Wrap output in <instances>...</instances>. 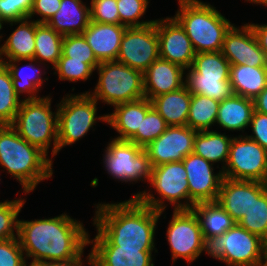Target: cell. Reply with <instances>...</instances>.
Returning a JSON list of instances; mask_svg holds the SVG:
<instances>
[{
	"instance_id": "3957f363",
	"label": "cell",
	"mask_w": 267,
	"mask_h": 266,
	"mask_svg": "<svg viewBox=\"0 0 267 266\" xmlns=\"http://www.w3.org/2000/svg\"><path fill=\"white\" fill-rule=\"evenodd\" d=\"M0 168L18 181L22 194L52 178L53 161L38 147L25 141L11 125H0Z\"/></svg>"
},
{
	"instance_id": "f35d334b",
	"label": "cell",
	"mask_w": 267,
	"mask_h": 266,
	"mask_svg": "<svg viewBox=\"0 0 267 266\" xmlns=\"http://www.w3.org/2000/svg\"><path fill=\"white\" fill-rule=\"evenodd\" d=\"M167 127L168 125L163 117L152 107L142 119L140 130H137L136 135L130 142L144 148L157 139Z\"/></svg>"
},
{
	"instance_id": "9c48e42d",
	"label": "cell",
	"mask_w": 267,
	"mask_h": 266,
	"mask_svg": "<svg viewBox=\"0 0 267 266\" xmlns=\"http://www.w3.org/2000/svg\"><path fill=\"white\" fill-rule=\"evenodd\" d=\"M203 252L226 266H261V238L235 223L222 235L204 237Z\"/></svg>"
},
{
	"instance_id": "681fc988",
	"label": "cell",
	"mask_w": 267,
	"mask_h": 266,
	"mask_svg": "<svg viewBox=\"0 0 267 266\" xmlns=\"http://www.w3.org/2000/svg\"><path fill=\"white\" fill-rule=\"evenodd\" d=\"M244 2H249L250 4H255V5H262L267 7V0H245Z\"/></svg>"
},
{
	"instance_id": "db71d44e",
	"label": "cell",
	"mask_w": 267,
	"mask_h": 266,
	"mask_svg": "<svg viewBox=\"0 0 267 266\" xmlns=\"http://www.w3.org/2000/svg\"><path fill=\"white\" fill-rule=\"evenodd\" d=\"M264 185H265V189H266V191H267V176H266V179H265V181H264Z\"/></svg>"
},
{
	"instance_id": "f1b7e54d",
	"label": "cell",
	"mask_w": 267,
	"mask_h": 266,
	"mask_svg": "<svg viewBox=\"0 0 267 266\" xmlns=\"http://www.w3.org/2000/svg\"><path fill=\"white\" fill-rule=\"evenodd\" d=\"M232 139L233 135L231 137L225 132L222 134L216 130L197 131L194 138L193 153L213 164L220 163L222 168L218 164L215 168L223 171L228 160Z\"/></svg>"
},
{
	"instance_id": "7dc6e473",
	"label": "cell",
	"mask_w": 267,
	"mask_h": 266,
	"mask_svg": "<svg viewBox=\"0 0 267 266\" xmlns=\"http://www.w3.org/2000/svg\"><path fill=\"white\" fill-rule=\"evenodd\" d=\"M85 263L88 265L91 264L90 252L85 258H71V259L64 260V261L44 262V263L36 264L35 266H85Z\"/></svg>"
},
{
	"instance_id": "ba28073f",
	"label": "cell",
	"mask_w": 267,
	"mask_h": 266,
	"mask_svg": "<svg viewBox=\"0 0 267 266\" xmlns=\"http://www.w3.org/2000/svg\"><path fill=\"white\" fill-rule=\"evenodd\" d=\"M95 71L98 80L94 90L85 93H89L100 104L114 107L145 97L142 71L117 61L102 62Z\"/></svg>"
},
{
	"instance_id": "7bdbcfd3",
	"label": "cell",
	"mask_w": 267,
	"mask_h": 266,
	"mask_svg": "<svg viewBox=\"0 0 267 266\" xmlns=\"http://www.w3.org/2000/svg\"><path fill=\"white\" fill-rule=\"evenodd\" d=\"M18 237L0 241V266H28Z\"/></svg>"
},
{
	"instance_id": "60d3db41",
	"label": "cell",
	"mask_w": 267,
	"mask_h": 266,
	"mask_svg": "<svg viewBox=\"0 0 267 266\" xmlns=\"http://www.w3.org/2000/svg\"><path fill=\"white\" fill-rule=\"evenodd\" d=\"M90 21L120 24L117 0H90Z\"/></svg>"
},
{
	"instance_id": "603a6c76",
	"label": "cell",
	"mask_w": 267,
	"mask_h": 266,
	"mask_svg": "<svg viewBox=\"0 0 267 266\" xmlns=\"http://www.w3.org/2000/svg\"><path fill=\"white\" fill-rule=\"evenodd\" d=\"M157 249H119V246H91L89 266H155Z\"/></svg>"
},
{
	"instance_id": "c3c4849f",
	"label": "cell",
	"mask_w": 267,
	"mask_h": 266,
	"mask_svg": "<svg viewBox=\"0 0 267 266\" xmlns=\"http://www.w3.org/2000/svg\"><path fill=\"white\" fill-rule=\"evenodd\" d=\"M253 100L255 111L267 115V86Z\"/></svg>"
},
{
	"instance_id": "6da1fadb",
	"label": "cell",
	"mask_w": 267,
	"mask_h": 266,
	"mask_svg": "<svg viewBox=\"0 0 267 266\" xmlns=\"http://www.w3.org/2000/svg\"><path fill=\"white\" fill-rule=\"evenodd\" d=\"M92 225L96 235L90 239L91 246H119V249H157L155 232L161 215L165 211H156L141 204L137 199L104 203H95Z\"/></svg>"
},
{
	"instance_id": "bcb514c9",
	"label": "cell",
	"mask_w": 267,
	"mask_h": 266,
	"mask_svg": "<svg viewBox=\"0 0 267 266\" xmlns=\"http://www.w3.org/2000/svg\"><path fill=\"white\" fill-rule=\"evenodd\" d=\"M248 24L251 26L260 48L264 51L267 57V24H257L252 22H248Z\"/></svg>"
},
{
	"instance_id": "cb8c5ba5",
	"label": "cell",
	"mask_w": 267,
	"mask_h": 266,
	"mask_svg": "<svg viewBox=\"0 0 267 266\" xmlns=\"http://www.w3.org/2000/svg\"><path fill=\"white\" fill-rule=\"evenodd\" d=\"M9 26L18 25L3 44L0 43V62L32 59L35 54V19L10 21Z\"/></svg>"
},
{
	"instance_id": "4fadbf2b",
	"label": "cell",
	"mask_w": 267,
	"mask_h": 266,
	"mask_svg": "<svg viewBox=\"0 0 267 266\" xmlns=\"http://www.w3.org/2000/svg\"><path fill=\"white\" fill-rule=\"evenodd\" d=\"M166 240L173 264L180 258L190 265L202 255L204 236L192 209L173 210L166 230Z\"/></svg>"
},
{
	"instance_id": "ab89813d",
	"label": "cell",
	"mask_w": 267,
	"mask_h": 266,
	"mask_svg": "<svg viewBox=\"0 0 267 266\" xmlns=\"http://www.w3.org/2000/svg\"><path fill=\"white\" fill-rule=\"evenodd\" d=\"M62 54L71 60L90 64L94 69L100 64L83 34L66 35L62 41Z\"/></svg>"
},
{
	"instance_id": "2e32d148",
	"label": "cell",
	"mask_w": 267,
	"mask_h": 266,
	"mask_svg": "<svg viewBox=\"0 0 267 266\" xmlns=\"http://www.w3.org/2000/svg\"><path fill=\"white\" fill-rule=\"evenodd\" d=\"M160 58L182 68L189 69L195 57V50L184 28L173 17L156 19Z\"/></svg>"
},
{
	"instance_id": "11a10c76",
	"label": "cell",
	"mask_w": 267,
	"mask_h": 266,
	"mask_svg": "<svg viewBox=\"0 0 267 266\" xmlns=\"http://www.w3.org/2000/svg\"><path fill=\"white\" fill-rule=\"evenodd\" d=\"M2 34H3V33H1V31H0V42L2 41V37H5V36H3Z\"/></svg>"
},
{
	"instance_id": "d590c367",
	"label": "cell",
	"mask_w": 267,
	"mask_h": 266,
	"mask_svg": "<svg viewBox=\"0 0 267 266\" xmlns=\"http://www.w3.org/2000/svg\"><path fill=\"white\" fill-rule=\"evenodd\" d=\"M25 203L23 196L0 202V241L18 236V217Z\"/></svg>"
},
{
	"instance_id": "9a60e30c",
	"label": "cell",
	"mask_w": 267,
	"mask_h": 266,
	"mask_svg": "<svg viewBox=\"0 0 267 266\" xmlns=\"http://www.w3.org/2000/svg\"><path fill=\"white\" fill-rule=\"evenodd\" d=\"M182 162L187 173L189 209L198 203L216 201L224 178L223 171L220 169L215 173V164L194 153L184 157Z\"/></svg>"
},
{
	"instance_id": "836d02e7",
	"label": "cell",
	"mask_w": 267,
	"mask_h": 266,
	"mask_svg": "<svg viewBox=\"0 0 267 266\" xmlns=\"http://www.w3.org/2000/svg\"><path fill=\"white\" fill-rule=\"evenodd\" d=\"M220 102L213 98L191 93L187 126L196 131L212 130Z\"/></svg>"
},
{
	"instance_id": "b9f144b4",
	"label": "cell",
	"mask_w": 267,
	"mask_h": 266,
	"mask_svg": "<svg viewBox=\"0 0 267 266\" xmlns=\"http://www.w3.org/2000/svg\"><path fill=\"white\" fill-rule=\"evenodd\" d=\"M33 0H0V20L3 23L29 18Z\"/></svg>"
},
{
	"instance_id": "5b68a950",
	"label": "cell",
	"mask_w": 267,
	"mask_h": 266,
	"mask_svg": "<svg viewBox=\"0 0 267 266\" xmlns=\"http://www.w3.org/2000/svg\"><path fill=\"white\" fill-rule=\"evenodd\" d=\"M52 96L23 100L11 126L28 143L38 147L53 161L58 154V110L53 112ZM52 145V146H51ZM52 147V149L50 148ZM49 149L52 151L49 152Z\"/></svg>"
},
{
	"instance_id": "816d5d0a",
	"label": "cell",
	"mask_w": 267,
	"mask_h": 266,
	"mask_svg": "<svg viewBox=\"0 0 267 266\" xmlns=\"http://www.w3.org/2000/svg\"><path fill=\"white\" fill-rule=\"evenodd\" d=\"M261 266H267V251H264Z\"/></svg>"
},
{
	"instance_id": "1f68e13d",
	"label": "cell",
	"mask_w": 267,
	"mask_h": 266,
	"mask_svg": "<svg viewBox=\"0 0 267 266\" xmlns=\"http://www.w3.org/2000/svg\"><path fill=\"white\" fill-rule=\"evenodd\" d=\"M64 36L56 32L46 23L35 21V54L34 59L39 63H48L53 68L62 54ZM51 64V65H50Z\"/></svg>"
},
{
	"instance_id": "f907efd6",
	"label": "cell",
	"mask_w": 267,
	"mask_h": 266,
	"mask_svg": "<svg viewBox=\"0 0 267 266\" xmlns=\"http://www.w3.org/2000/svg\"><path fill=\"white\" fill-rule=\"evenodd\" d=\"M262 247L264 251H267V229L261 238Z\"/></svg>"
},
{
	"instance_id": "f546056e",
	"label": "cell",
	"mask_w": 267,
	"mask_h": 266,
	"mask_svg": "<svg viewBox=\"0 0 267 266\" xmlns=\"http://www.w3.org/2000/svg\"><path fill=\"white\" fill-rule=\"evenodd\" d=\"M229 82L233 94L254 99L267 86V67L230 65Z\"/></svg>"
},
{
	"instance_id": "44dd1931",
	"label": "cell",
	"mask_w": 267,
	"mask_h": 266,
	"mask_svg": "<svg viewBox=\"0 0 267 266\" xmlns=\"http://www.w3.org/2000/svg\"><path fill=\"white\" fill-rule=\"evenodd\" d=\"M126 28L120 24L90 21L82 34L98 62L102 63L117 60L121 39Z\"/></svg>"
},
{
	"instance_id": "f6af8a7d",
	"label": "cell",
	"mask_w": 267,
	"mask_h": 266,
	"mask_svg": "<svg viewBox=\"0 0 267 266\" xmlns=\"http://www.w3.org/2000/svg\"><path fill=\"white\" fill-rule=\"evenodd\" d=\"M249 127L252 134L247 136L267 151V115L254 110Z\"/></svg>"
},
{
	"instance_id": "74e56055",
	"label": "cell",
	"mask_w": 267,
	"mask_h": 266,
	"mask_svg": "<svg viewBox=\"0 0 267 266\" xmlns=\"http://www.w3.org/2000/svg\"><path fill=\"white\" fill-rule=\"evenodd\" d=\"M52 69L55 70L53 74L56 75L60 81H68L71 83L89 80L95 71L90 64L71 60V58L65 57L63 54H61L60 59Z\"/></svg>"
},
{
	"instance_id": "7c38bea8",
	"label": "cell",
	"mask_w": 267,
	"mask_h": 266,
	"mask_svg": "<svg viewBox=\"0 0 267 266\" xmlns=\"http://www.w3.org/2000/svg\"><path fill=\"white\" fill-rule=\"evenodd\" d=\"M224 178L264 182L267 176V151L247 135L233 136Z\"/></svg>"
},
{
	"instance_id": "7a4b0ae2",
	"label": "cell",
	"mask_w": 267,
	"mask_h": 266,
	"mask_svg": "<svg viewBox=\"0 0 267 266\" xmlns=\"http://www.w3.org/2000/svg\"><path fill=\"white\" fill-rule=\"evenodd\" d=\"M89 231L76 218L62 213L56 217L20 220L18 240L28 266L51 261L82 258L88 245Z\"/></svg>"
},
{
	"instance_id": "5bb4252c",
	"label": "cell",
	"mask_w": 267,
	"mask_h": 266,
	"mask_svg": "<svg viewBox=\"0 0 267 266\" xmlns=\"http://www.w3.org/2000/svg\"><path fill=\"white\" fill-rule=\"evenodd\" d=\"M159 58L156 20L154 23L144 27L125 29L117 62L144 72L152 62Z\"/></svg>"
},
{
	"instance_id": "e575fe53",
	"label": "cell",
	"mask_w": 267,
	"mask_h": 266,
	"mask_svg": "<svg viewBox=\"0 0 267 266\" xmlns=\"http://www.w3.org/2000/svg\"><path fill=\"white\" fill-rule=\"evenodd\" d=\"M14 91L11 74L0 62V125H11L22 103Z\"/></svg>"
},
{
	"instance_id": "83f0119b",
	"label": "cell",
	"mask_w": 267,
	"mask_h": 266,
	"mask_svg": "<svg viewBox=\"0 0 267 266\" xmlns=\"http://www.w3.org/2000/svg\"><path fill=\"white\" fill-rule=\"evenodd\" d=\"M150 101L168 126H187L191 92L186 84L177 90L156 96Z\"/></svg>"
},
{
	"instance_id": "277c9868",
	"label": "cell",
	"mask_w": 267,
	"mask_h": 266,
	"mask_svg": "<svg viewBox=\"0 0 267 266\" xmlns=\"http://www.w3.org/2000/svg\"><path fill=\"white\" fill-rule=\"evenodd\" d=\"M173 16L184 28L196 53L222 50L226 33L234 25L220 11L201 0H178Z\"/></svg>"
},
{
	"instance_id": "e0dca14e",
	"label": "cell",
	"mask_w": 267,
	"mask_h": 266,
	"mask_svg": "<svg viewBox=\"0 0 267 266\" xmlns=\"http://www.w3.org/2000/svg\"><path fill=\"white\" fill-rule=\"evenodd\" d=\"M196 132L188 126H168L157 139L144 147L151 166L183 161L184 157L193 153Z\"/></svg>"
},
{
	"instance_id": "d6a6232c",
	"label": "cell",
	"mask_w": 267,
	"mask_h": 266,
	"mask_svg": "<svg viewBox=\"0 0 267 266\" xmlns=\"http://www.w3.org/2000/svg\"><path fill=\"white\" fill-rule=\"evenodd\" d=\"M238 224L262 238L267 229V191L264 182L252 180V205Z\"/></svg>"
},
{
	"instance_id": "4dcf8cb0",
	"label": "cell",
	"mask_w": 267,
	"mask_h": 266,
	"mask_svg": "<svg viewBox=\"0 0 267 266\" xmlns=\"http://www.w3.org/2000/svg\"><path fill=\"white\" fill-rule=\"evenodd\" d=\"M192 210L199 220L204 237L222 235L236 223L217 201L195 204Z\"/></svg>"
},
{
	"instance_id": "30bf717a",
	"label": "cell",
	"mask_w": 267,
	"mask_h": 266,
	"mask_svg": "<svg viewBox=\"0 0 267 266\" xmlns=\"http://www.w3.org/2000/svg\"><path fill=\"white\" fill-rule=\"evenodd\" d=\"M229 73L230 63L221 51L196 53L191 68L186 69L185 84L192 94L221 102L233 94Z\"/></svg>"
},
{
	"instance_id": "f5cc1de1",
	"label": "cell",
	"mask_w": 267,
	"mask_h": 266,
	"mask_svg": "<svg viewBox=\"0 0 267 266\" xmlns=\"http://www.w3.org/2000/svg\"><path fill=\"white\" fill-rule=\"evenodd\" d=\"M4 27V23L0 20V30H2Z\"/></svg>"
},
{
	"instance_id": "ac0fdd59",
	"label": "cell",
	"mask_w": 267,
	"mask_h": 266,
	"mask_svg": "<svg viewBox=\"0 0 267 266\" xmlns=\"http://www.w3.org/2000/svg\"><path fill=\"white\" fill-rule=\"evenodd\" d=\"M221 52L230 65L267 67V57L248 23L241 26L234 24L230 28L225 35Z\"/></svg>"
},
{
	"instance_id": "8992f818",
	"label": "cell",
	"mask_w": 267,
	"mask_h": 266,
	"mask_svg": "<svg viewBox=\"0 0 267 266\" xmlns=\"http://www.w3.org/2000/svg\"><path fill=\"white\" fill-rule=\"evenodd\" d=\"M148 184L150 192L144 188V191L134 193L131 199L159 212L165 211L168 204L173 210H189L187 173L182 161L152 167ZM152 188L158 196L152 193Z\"/></svg>"
},
{
	"instance_id": "4316f807",
	"label": "cell",
	"mask_w": 267,
	"mask_h": 266,
	"mask_svg": "<svg viewBox=\"0 0 267 266\" xmlns=\"http://www.w3.org/2000/svg\"><path fill=\"white\" fill-rule=\"evenodd\" d=\"M216 201L238 223L252 205V180L223 178Z\"/></svg>"
},
{
	"instance_id": "8d00e7d4",
	"label": "cell",
	"mask_w": 267,
	"mask_h": 266,
	"mask_svg": "<svg viewBox=\"0 0 267 266\" xmlns=\"http://www.w3.org/2000/svg\"><path fill=\"white\" fill-rule=\"evenodd\" d=\"M149 3L148 0H117L120 25L131 28L144 27L154 23L155 19L140 20L145 15Z\"/></svg>"
},
{
	"instance_id": "ee69618b",
	"label": "cell",
	"mask_w": 267,
	"mask_h": 266,
	"mask_svg": "<svg viewBox=\"0 0 267 266\" xmlns=\"http://www.w3.org/2000/svg\"><path fill=\"white\" fill-rule=\"evenodd\" d=\"M60 3L61 0H33V6L29 14V19H32L37 15L38 19L35 20L36 22L47 23L50 18L59 10Z\"/></svg>"
},
{
	"instance_id": "d6986e66",
	"label": "cell",
	"mask_w": 267,
	"mask_h": 266,
	"mask_svg": "<svg viewBox=\"0 0 267 266\" xmlns=\"http://www.w3.org/2000/svg\"><path fill=\"white\" fill-rule=\"evenodd\" d=\"M186 70L161 58L155 60L143 72L145 98L177 90L185 85Z\"/></svg>"
},
{
	"instance_id": "d4e9b609",
	"label": "cell",
	"mask_w": 267,
	"mask_h": 266,
	"mask_svg": "<svg viewBox=\"0 0 267 266\" xmlns=\"http://www.w3.org/2000/svg\"><path fill=\"white\" fill-rule=\"evenodd\" d=\"M254 110L253 99L232 94L220 102L215 126L217 124L224 131H241L247 135L245 130L249 129Z\"/></svg>"
},
{
	"instance_id": "7402d4cb",
	"label": "cell",
	"mask_w": 267,
	"mask_h": 266,
	"mask_svg": "<svg viewBox=\"0 0 267 266\" xmlns=\"http://www.w3.org/2000/svg\"><path fill=\"white\" fill-rule=\"evenodd\" d=\"M151 108V101L145 97L114 106L113 112L107 114V124L118 133L113 139L130 141Z\"/></svg>"
},
{
	"instance_id": "484cf974",
	"label": "cell",
	"mask_w": 267,
	"mask_h": 266,
	"mask_svg": "<svg viewBox=\"0 0 267 266\" xmlns=\"http://www.w3.org/2000/svg\"><path fill=\"white\" fill-rule=\"evenodd\" d=\"M90 23V6L82 0H61L60 8L46 23L62 36L82 34Z\"/></svg>"
},
{
	"instance_id": "8fae6325",
	"label": "cell",
	"mask_w": 267,
	"mask_h": 266,
	"mask_svg": "<svg viewBox=\"0 0 267 266\" xmlns=\"http://www.w3.org/2000/svg\"><path fill=\"white\" fill-rule=\"evenodd\" d=\"M104 149L103 167L109 177L123 183H149L152 166L143 147L110 138Z\"/></svg>"
},
{
	"instance_id": "ffe728a7",
	"label": "cell",
	"mask_w": 267,
	"mask_h": 266,
	"mask_svg": "<svg viewBox=\"0 0 267 266\" xmlns=\"http://www.w3.org/2000/svg\"><path fill=\"white\" fill-rule=\"evenodd\" d=\"M22 61L29 63L20 67L19 65L22 63ZM2 63L6 65L11 74L15 93L20 98L23 94H25L22 100H34L37 98H42V96H39L38 94L42 90L41 88H43L42 86L44 85V82L47 80L49 81L48 77H44L48 73L45 71V66L47 67L46 69L48 71V64L39 63L34 58L7 60L6 62Z\"/></svg>"
},
{
	"instance_id": "52a82bcc",
	"label": "cell",
	"mask_w": 267,
	"mask_h": 266,
	"mask_svg": "<svg viewBox=\"0 0 267 266\" xmlns=\"http://www.w3.org/2000/svg\"><path fill=\"white\" fill-rule=\"evenodd\" d=\"M66 94L57 104L58 153L95 131L97 122L107 123V113L97 115L99 102L89 93Z\"/></svg>"
}]
</instances>
